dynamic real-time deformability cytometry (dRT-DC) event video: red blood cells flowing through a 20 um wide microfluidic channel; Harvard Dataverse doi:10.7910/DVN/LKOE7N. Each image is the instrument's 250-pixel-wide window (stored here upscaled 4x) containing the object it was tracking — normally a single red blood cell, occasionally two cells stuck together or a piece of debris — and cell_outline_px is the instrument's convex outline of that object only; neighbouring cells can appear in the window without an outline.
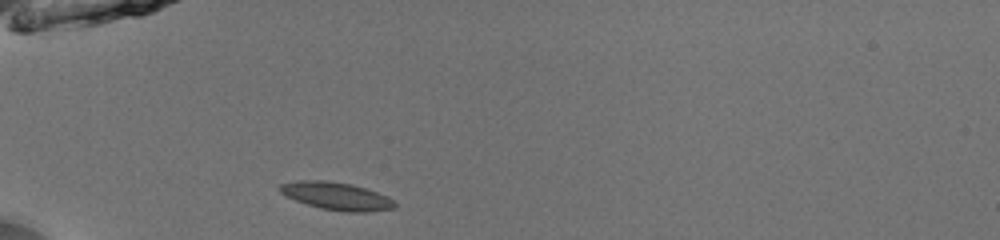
{"species": "common noctule bat (a hibernating species)", "species_latin": "Nyctalus noctula", "temperature_condition": "room temperature", "stored_images_in_passage": 35, "camera_frame_rate_fps": 3000, "um_per_image_px": 0.085, "animal": {"sex": "male", "body_mass_g": 13.0, "forearm_length_mm": 53.1}, "frame": {"image": 1, "passage_image": 1, "time_ms": 0.0, "image_size_px": [1000, 240], "cell_outline_px": [[396, 204], [392, 208], [368, 212], [344, 212], [320, 208], [296, 200], [280, 192], [276, 188], [280, 184], [300, 180], [328, 180], [352, 184], [388, 196]], "centroid_in_image_um": [28.58, 16.66], "position_along_channel_um": 56.4, "area_um2": 18.44}}
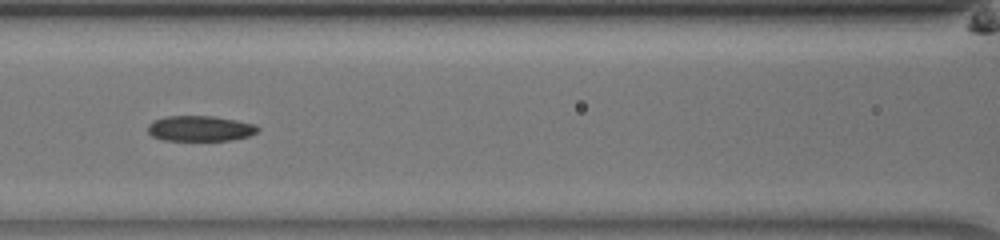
{"frame": {"image": 2, "passage_image": 9, "time_ms": 2.667, "image_size_px": [1000, 240], "cell_outline_px": [[260, 128], [256, 132], [248, 136], [228, 140], [164, 140], [152, 136], [148, 132], [148, 124], [152, 120], [168, 116], [212, 116], [236, 120], [256, 124]], "centroid_in_image_um": [16.99, 10.91], "position_along_channel_um": 149.6, "area_um2": 16.24}}
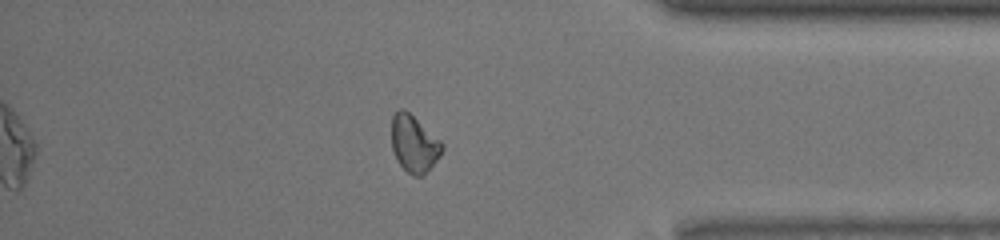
{"frame": {"image": 3, "passage_image": 29, "time_ms": 9.333, "image_size_px": [1000, 240], "cell_outline_px": [[444, 148], [440, 156], [424, 176], [412, 176], [396, 160], [392, 148], [392, 116], [400, 108], [404, 108], [440, 140], [444, 144]], "centroid_in_image_um": [35.2, 12.24], "position_along_channel_um": 400.0, "area_um2": 16.76}, "authors_computed_cell_mechanics": {"area_um2": 16.5308, "velocity_mm_per_s": 3.9953, "shape_relaxation_time_tau1_ms": null, "shape_relaxation_time_tau2_ms": 10.122, "deformation_change_tau1": null, "deformation_change_tau2": 0.1568}}